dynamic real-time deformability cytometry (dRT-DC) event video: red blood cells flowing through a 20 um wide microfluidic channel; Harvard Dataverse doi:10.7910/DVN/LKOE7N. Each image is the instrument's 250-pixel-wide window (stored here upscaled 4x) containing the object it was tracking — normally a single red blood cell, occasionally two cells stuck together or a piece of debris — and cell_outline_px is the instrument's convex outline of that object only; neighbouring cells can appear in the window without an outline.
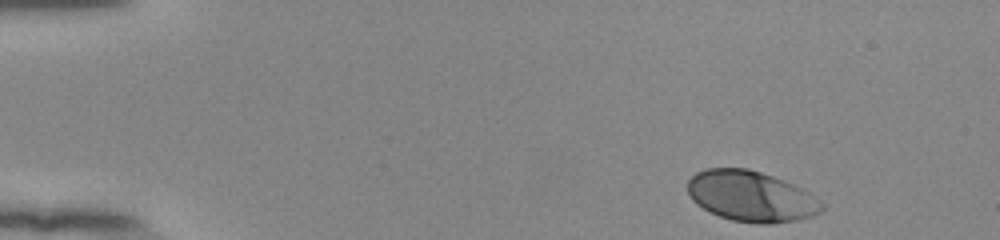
{"species": "human", "species_latin": "Homo sapiens", "temperature_condition": "room temperature", "stored_images_in_passage": 48, "camera_frame_rate_fps": 3000, "um_per_image_px": 0.085, "donor": {"sex": "female"}, "frame": {"image": 1, "passage_image": 1, "time_ms": 0.0, "image_size_px": [1000, 240], "cell_outline_px": [[824, 208], [820, 212], [812, 216], [796, 220], [772, 224], [756, 224], [732, 220], [720, 216], [696, 204], [692, 200], [688, 192], [688, 180], [696, 172], [708, 168], [748, 168], [784, 180], [808, 192], [824, 204]], "centroid_in_image_um": [63.84, 16.69], "position_along_channel_um": 21.2, "area_um2": 39.48}}
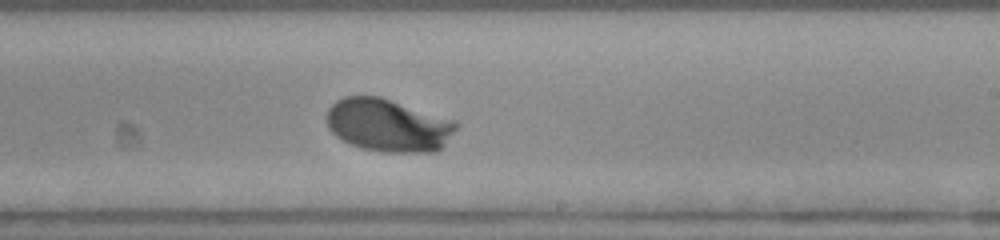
{"frame": {"image": 2, "passage_image": 28, "time_ms": 9.0, "image_size_px": [1000, 240], "cell_outline_px": [[460, 124], [444, 144], [436, 152], [384, 152], [360, 148], [340, 140], [328, 128], [328, 108], [336, 100], [344, 96], [380, 96], [456, 120]], "centroid_in_image_um": [33.0, 10.64], "position_along_channel_um": 256.0, "area_um2": 40.11}}
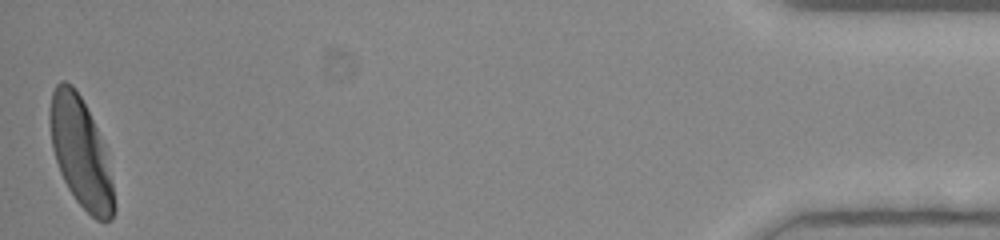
{"frame": {"image": 3, "passage_image": 48, "time_ms": 15.667, "image_size_px": [1000, 240], "cell_outline_px": [[116, 212], [112, 220], [96, 220], [76, 200], [68, 188], [60, 172], [52, 148], [48, 120], [48, 112], [52, 92], [56, 84], [60, 80], [64, 80], [72, 84], [76, 88], [96, 128], [104, 152], [112, 184], [116, 208]], "centroid_in_image_um": [6.81, 12.95], "position_along_channel_um": 428.4, "area_um2": 40.29}, "authors_computed_cell_mechanics": {"area_um2": 39.1306, "velocity_mm_per_s": 3.8436, "shape_relaxation_time_tau1_ms": 2.1939, "shape_relaxation_time_tau2_ms": null, "deformation_change_tau1": 0.183, "deformation_change_tau2": null}}